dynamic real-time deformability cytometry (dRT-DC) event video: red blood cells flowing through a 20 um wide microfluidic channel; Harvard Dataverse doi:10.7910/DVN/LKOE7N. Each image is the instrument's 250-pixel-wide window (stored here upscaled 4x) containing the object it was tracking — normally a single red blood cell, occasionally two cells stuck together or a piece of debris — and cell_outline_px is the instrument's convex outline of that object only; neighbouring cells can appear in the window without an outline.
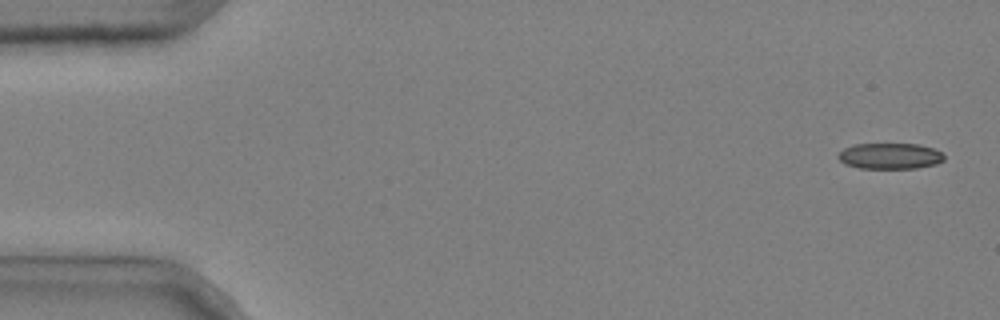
{"species": "common noctule bat (a hibernating species)", "species_latin": "Nyctalus noctula", "temperature_condition": "cold", "stored_images_in_passage": 4, "camera_frame_rate_fps": 3000, "um_per_image_px": 0.085, "animal": {"sex": "male", "body_mass_g": 20.4}, "frame": {"image": 1, "passage_image": 1, "time_ms": 0.0, "image_size_px": [1000, 320], "cell_outline_px": [[944, 160], [936, 164], [916, 168], [860, 168], [844, 164], [836, 156], [844, 148], [852, 144], [920, 144], [932, 148], [940, 152], [944, 156]], "centroid_in_image_um": [75.62, 13.26], "position_along_channel_um": 9.4, "area_um2": 16.01}}